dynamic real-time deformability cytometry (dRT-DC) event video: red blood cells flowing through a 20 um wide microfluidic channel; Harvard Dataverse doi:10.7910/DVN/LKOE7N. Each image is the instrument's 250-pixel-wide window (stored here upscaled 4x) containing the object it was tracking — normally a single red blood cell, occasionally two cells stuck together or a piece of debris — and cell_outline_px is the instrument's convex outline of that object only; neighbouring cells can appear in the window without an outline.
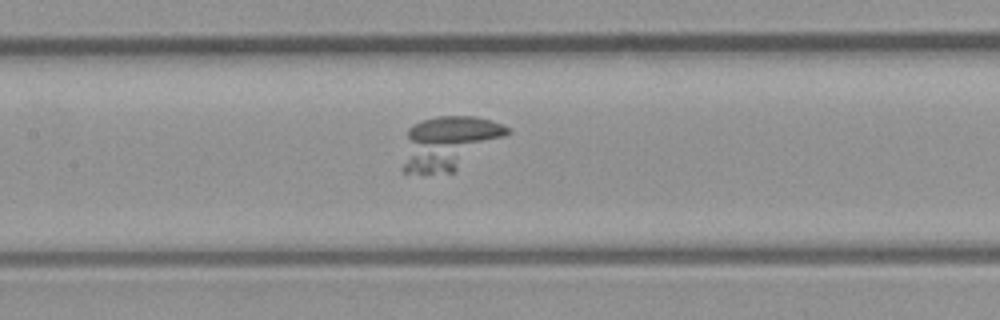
{"species": "common noctule bat (a hibernating species)", "species_latin": "Nyctalus noctula", "temperature_condition": "room temperature", "stored_images_in_passage": 51, "camera_frame_rate_fps": 3000, "um_per_image_px": 0.085, "animal": {"sex": "male", "body_mass_g": 23.1, "forearm_length_mm": 52.7}, "frame": {"image": 1, "passage_image": 25, "time_ms": 8.0, "image_size_px": [1000, 320], "cell_outline_px": [[512, 132], [452, 172], [404, 172], [400, 168], [408, 128], [412, 124], [436, 116], [476, 116], [512, 128]], "centroid_in_image_um": [38.12, 12.11], "position_along_channel_um": 169.3, "area_um2": 32.19}}
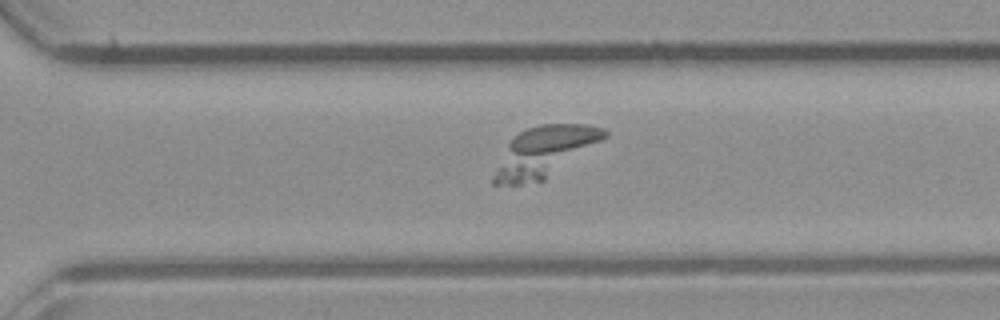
{"frame": {"image": 2, "passage_image": 36, "time_ms": 11.667, "image_size_px": [1000, 320], "cell_outline_px": [[608, 136], [604, 140], [544, 180], [520, 184], [492, 184], [492, 176], [512, 136], [528, 128], [540, 124], [588, 124], [604, 128], [608, 132]], "centroid_in_image_um": [46.32, 12.87], "position_along_channel_um": 324.3, "area_um2": 32.08}}